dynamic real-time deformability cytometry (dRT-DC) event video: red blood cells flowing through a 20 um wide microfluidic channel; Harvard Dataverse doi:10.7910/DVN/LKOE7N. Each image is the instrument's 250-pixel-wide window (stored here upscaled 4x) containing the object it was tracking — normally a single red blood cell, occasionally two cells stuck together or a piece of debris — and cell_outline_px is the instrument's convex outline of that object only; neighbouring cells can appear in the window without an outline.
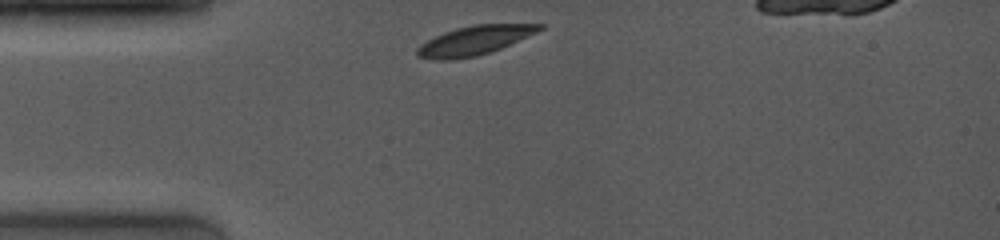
{"species": "common noctule bat (a hibernating species)", "species_latin": "Nyctalus noctula", "temperature_condition": "room temperature", "stored_images_in_passage": 2, "camera_frame_rate_fps": 4000, "um_per_image_px": 0.085, "animal": {"sex": "female", "body_mass_g": 19.0, "forearm_length_mm": 53.3}, "frame": {"image": 1, "passage_image": 1, "time_ms": 0.0, "image_size_px": [1000, 240], "cell_outline_px": [[544, 28], [536, 32], [492, 52], [476, 56], [452, 60], [432, 60], [416, 56], [416, 48], [420, 44], [444, 32], [456, 28], [476, 24], [544, 24]], "centroid_in_image_um": [40.28, 3.45], "position_along_channel_um": 44.7, "area_um2": 20.69}}